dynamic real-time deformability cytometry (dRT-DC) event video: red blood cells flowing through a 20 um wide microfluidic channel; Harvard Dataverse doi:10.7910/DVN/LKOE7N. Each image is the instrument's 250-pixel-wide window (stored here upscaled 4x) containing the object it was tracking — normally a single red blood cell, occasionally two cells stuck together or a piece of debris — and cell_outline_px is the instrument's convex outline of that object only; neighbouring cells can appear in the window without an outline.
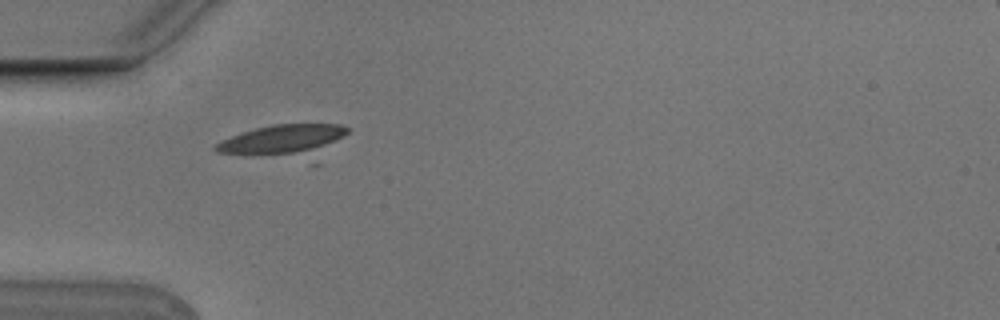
{"species": "Egyptian fruit bat (a non-hibernating species)", "species_latin": "Rousettus aegyptiacus", "temperature_condition": "cold", "stored_images_in_passage": 2, "camera_frame_rate_fps": 3000, "um_per_image_px": 0.085, "animal": {"sex": "male"}, "frame": {"image": 1, "passage_image": 1, "time_ms": 0.0, "image_size_px": [1000, 320], "cell_outline_px": [[348, 132], [320, 164], [308, 164], [216, 152], [212, 148], [220, 140], [256, 128], [276, 124], [340, 124], [348, 128]], "centroid_in_image_um": [24.29, 12.11], "position_along_channel_um": 60.7, "area_um2": 27.51}}